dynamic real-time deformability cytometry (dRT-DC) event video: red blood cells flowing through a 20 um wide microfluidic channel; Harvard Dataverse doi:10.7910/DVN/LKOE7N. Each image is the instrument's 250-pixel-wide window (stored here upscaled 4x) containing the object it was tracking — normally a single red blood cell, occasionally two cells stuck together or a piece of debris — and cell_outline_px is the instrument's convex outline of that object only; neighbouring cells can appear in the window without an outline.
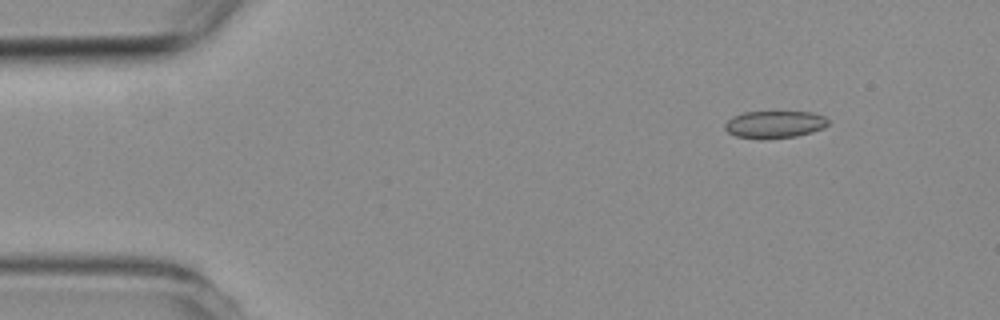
{"species": "common noctule bat (a hibernating species)", "species_latin": "Nyctalus noctula", "temperature_condition": "room temperature", "stored_images_in_passage": 6, "camera_frame_rate_fps": 3000, "um_per_image_px": 0.085, "animal": {"sex": "female", "body_mass_g": 19.3, "forearm_length_mm": 54.1}, "frame": {"image": 1, "passage_image": 1, "time_ms": 0.0, "image_size_px": [1000, 320], "cell_outline_px": [[828, 124], [824, 128], [812, 132], [796, 136], [764, 140], [760, 140], [736, 136], [728, 132], [724, 128], [724, 124], [732, 116], [744, 112], [812, 112], [824, 116], [828, 120]], "centroid_in_image_um": [65.82, 10.59], "position_along_channel_um": 19.2, "area_um2": 16.65}}
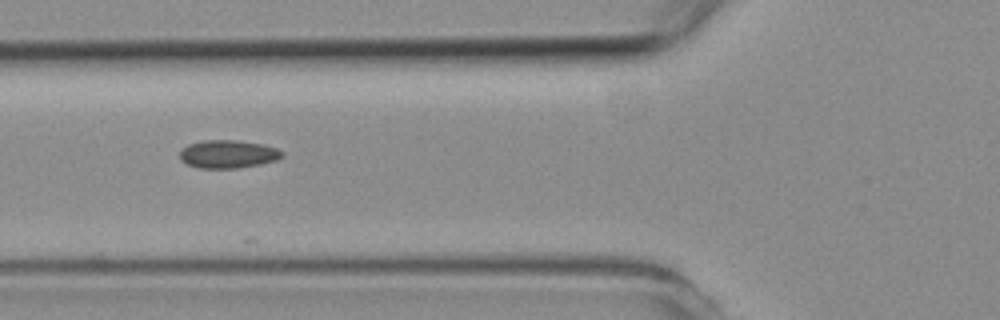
{"frame": {"image": 2, "passage_image": 5, "time_ms": 4.333, "image_size_px": [1000, 320], "cell_outline_px": [[284, 156], [276, 160], [260, 164], [236, 168], [200, 168], [188, 164], [180, 160], [180, 152], [188, 144], [204, 140], [236, 140], [260, 144], [276, 148], [284, 152]], "centroid_in_image_um": [19.38, 13.1], "position_along_channel_um": 106.4, "area_um2": 16.59}}
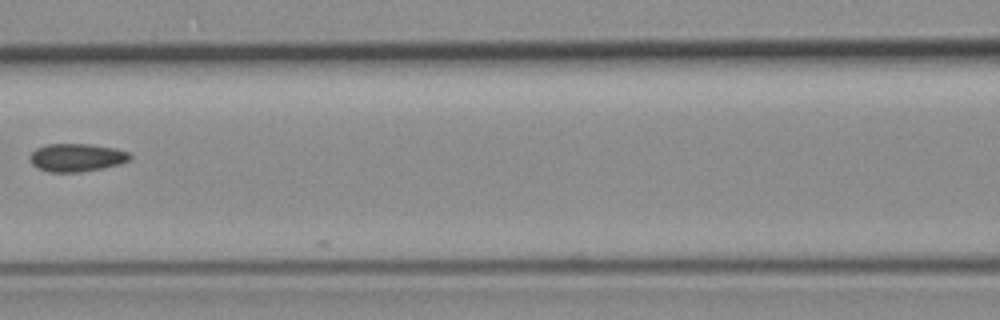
{"frame": {"image": 3, "passage_image": 6, "time_ms": 5.667, "image_size_px": [1000, 320], "cell_outline_px": [[132, 160], [120, 164], [104, 168], [80, 172], [48, 172], [36, 168], [28, 160], [28, 156], [36, 148], [48, 144], [88, 144], [116, 148], [128, 152], [132, 156]], "centroid_in_image_um": [6.51, 13.4], "position_along_channel_um": 160.1, "area_um2": 16.65}}